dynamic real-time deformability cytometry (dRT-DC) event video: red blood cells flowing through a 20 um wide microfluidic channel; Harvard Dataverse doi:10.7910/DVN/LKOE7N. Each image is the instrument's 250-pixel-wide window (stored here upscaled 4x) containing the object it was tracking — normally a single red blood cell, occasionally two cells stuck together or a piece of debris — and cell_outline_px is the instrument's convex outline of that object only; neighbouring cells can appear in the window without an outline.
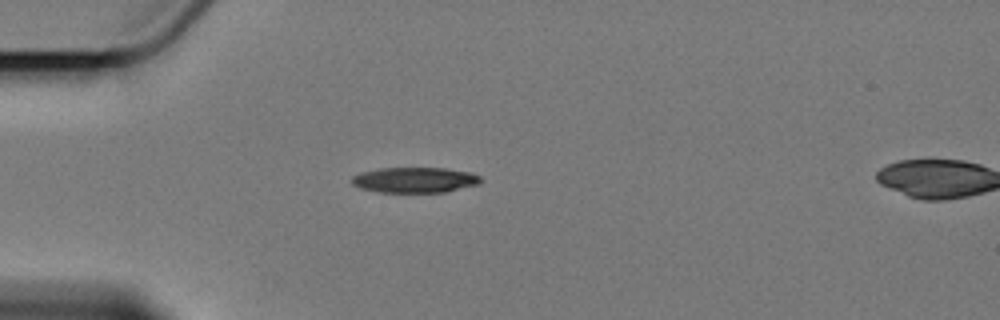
{"species": "Egyptian fruit bat (a non-hibernating species)", "species_latin": "Rousettus aegyptiacus", "temperature_condition": "cold", "stored_images_in_passage": 2, "segment_of_instrument_passage": [1, 2], "camera_frame_rate_fps": 3000, "um_per_image_px": 0.085, "animal": {"sex": "female"}, "frame": {"image": 1, "passage_image": 1, "time_ms": 0.0, "image_size_px": [1000, 320], "cell_outline_px": [[484, 180], [480, 184], [444, 192], [380, 192], [360, 188], [352, 184], [352, 176], [360, 172], [380, 168], [444, 168], [472, 172], [480, 176]], "centroid_in_image_um": [35.29, 15.29], "position_along_channel_um": 49.7, "area_um2": 19.25}}